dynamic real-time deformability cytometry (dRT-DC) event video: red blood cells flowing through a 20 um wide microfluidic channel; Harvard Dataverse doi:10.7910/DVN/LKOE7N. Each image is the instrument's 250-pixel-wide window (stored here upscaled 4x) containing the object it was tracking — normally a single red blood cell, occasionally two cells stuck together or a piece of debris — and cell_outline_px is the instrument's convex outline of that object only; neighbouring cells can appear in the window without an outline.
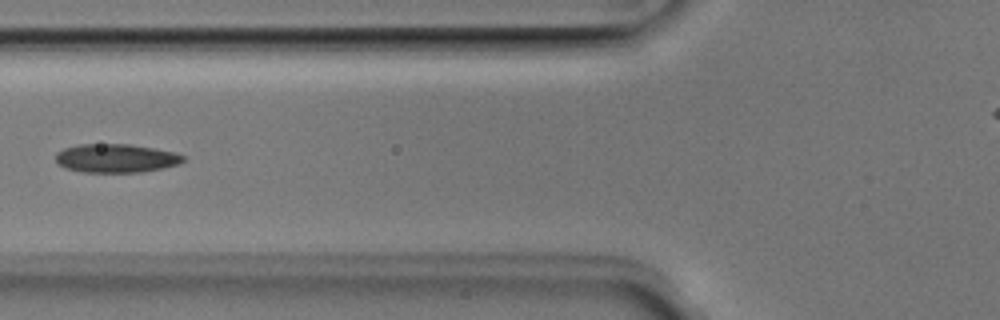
{"species": "Egyptian fruit bat (a non-hibernating species)", "species_latin": "Rousettus aegyptiacus", "temperature_condition": "room temperature", "stored_images_in_passage": 6, "camera_frame_rate_fps": 3000, "um_per_image_px": 0.085, "animal": {"sex": "male"}, "frame": {"image": 1, "passage_image": 5, "time_ms": 1.333, "image_size_px": [1000, 320], "cell_outline_px": [[184, 160], [180, 164], [140, 172], [84, 172], [64, 168], [56, 160], [56, 152], [64, 148], [80, 144], [132, 144], [172, 152], [184, 156]], "centroid_in_image_um": [9.83, 13.45], "position_along_channel_um": 116.0, "area_um2": 21.1}}
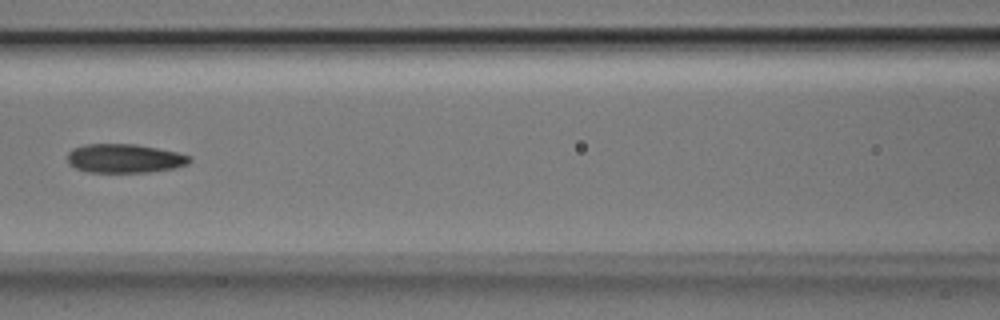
{"frame": {"image": 2, "passage_image": 6, "time_ms": 1.667, "image_size_px": [1000, 320], "cell_outline_px": [[192, 160], [188, 164], [176, 168], [148, 172], [88, 172], [76, 168], [68, 164], [68, 152], [72, 148], [84, 144], [136, 144], [176, 152], [192, 156]], "centroid_in_image_um": [10.59, 13.46], "position_along_channel_um": 156.0, "area_um2": 20.69}}